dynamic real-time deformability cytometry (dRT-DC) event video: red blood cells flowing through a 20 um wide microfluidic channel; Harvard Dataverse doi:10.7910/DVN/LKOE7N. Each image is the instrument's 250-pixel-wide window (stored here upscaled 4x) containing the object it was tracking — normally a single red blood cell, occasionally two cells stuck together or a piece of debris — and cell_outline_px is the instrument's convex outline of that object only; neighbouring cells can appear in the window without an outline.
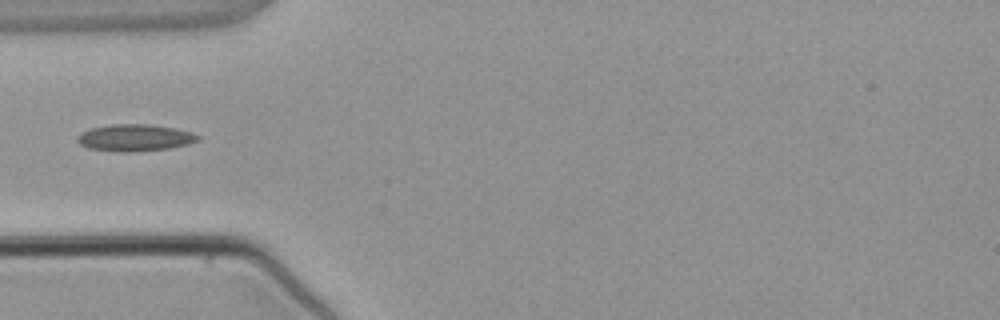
{"species": "common noctule bat (a hibernating species)", "species_latin": "Nyctalus noctula", "temperature_condition": "warm", "stored_images_in_passage": 2, "camera_frame_rate_fps": 3000, "um_per_image_px": 0.085, "animal": {"sex": "male", "body_mass_g": 21.5, "forearm_length_mm": 52.0}, "frame": {"image": 1, "passage_image": 2, "time_ms": 1.333, "image_size_px": [1000, 320], "cell_outline_px": [[200, 136], [196, 140], [188, 144], [168, 148], [132, 152], [120, 152], [88, 148], [80, 144], [76, 140], [76, 136], [92, 128], [112, 124], [148, 124], [176, 128], [192, 132]], "centroid_in_image_um": [11.45, 11.7], "position_along_channel_um": 73.5, "area_um2": 18.73}}